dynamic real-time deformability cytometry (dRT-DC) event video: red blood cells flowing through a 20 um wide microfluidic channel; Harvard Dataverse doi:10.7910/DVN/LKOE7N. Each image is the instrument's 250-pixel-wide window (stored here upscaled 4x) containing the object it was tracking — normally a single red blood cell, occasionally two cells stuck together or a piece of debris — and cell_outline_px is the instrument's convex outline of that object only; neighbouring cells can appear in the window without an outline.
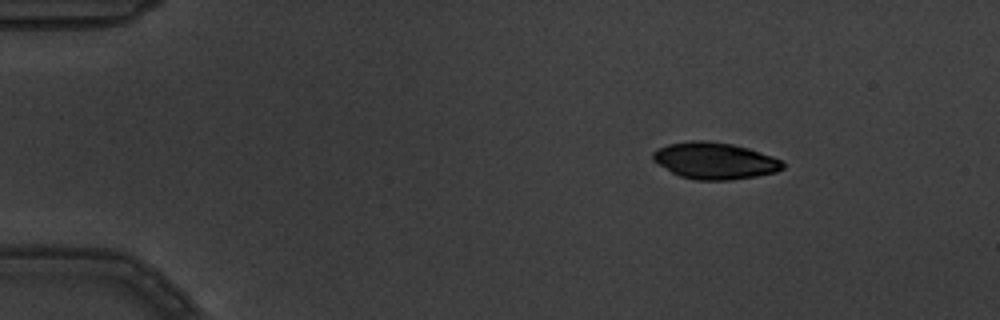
{"species": "common noctule bat (a hibernating species)", "species_latin": "Nyctalus noctula", "temperature_condition": "warm", "stored_images_in_passage": 5, "camera_frame_rate_fps": 3000, "um_per_image_px": 0.085, "animal": {"sex": "male", "body_mass_g": 19.5, "forearm_length_mm": 54.6}, "frame": {"image": 1, "passage_image": 1, "time_ms": 0.0, "image_size_px": [1000, 320], "cell_outline_px": [[784, 168], [776, 172], [756, 176], [732, 180], [696, 180], [680, 176], [672, 172], [652, 160], [652, 152], [656, 148], [668, 144], [692, 140], [708, 140], [732, 144], [748, 148], [772, 156], [780, 160], [784, 164]], "centroid_in_image_um": [60.73, 13.66], "position_along_channel_um": 24.3, "area_um2": 27.8}}